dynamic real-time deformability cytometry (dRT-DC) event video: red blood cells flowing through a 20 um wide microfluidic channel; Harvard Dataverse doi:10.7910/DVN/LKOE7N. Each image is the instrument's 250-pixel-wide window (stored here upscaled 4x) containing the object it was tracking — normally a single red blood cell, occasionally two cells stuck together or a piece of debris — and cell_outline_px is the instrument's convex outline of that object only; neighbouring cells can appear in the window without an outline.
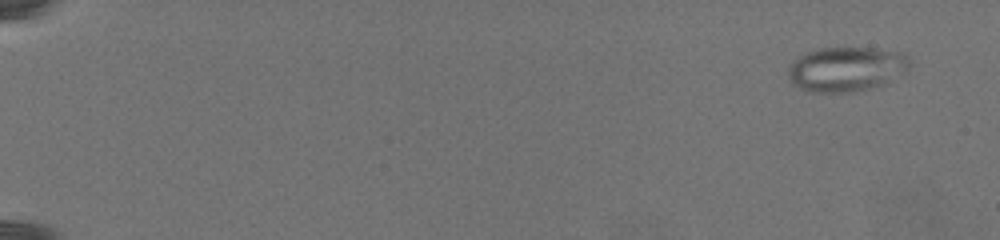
{"species": "common noctule bat (a hibernating species)", "species_latin": "Nyctalus noctula", "temperature_condition": "warm", "stored_images_in_passage": 67, "camera_frame_rate_fps": 3000, "um_per_image_px": 0.085, "animal": {"sex": "female", "body_mass_g": 19.5, "forearm_length_mm": 54.1}, "frame": {"image": 1, "passage_image": 6, "time_ms": 1.667, "image_size_px": [1000, 240], "cell_outline_px": [[908, 68], [880, 84], [856, 92], [808, 92], [792, 84], [788, 80], [788, 64], [800, 56], [808, 52], [820, 48], [872, 48], [900, 52], [908, 60]], "centroid_in_image_um": [71.81, 5.88], "position_along_channel_um": 13.2, "area_um2": 31.04}}
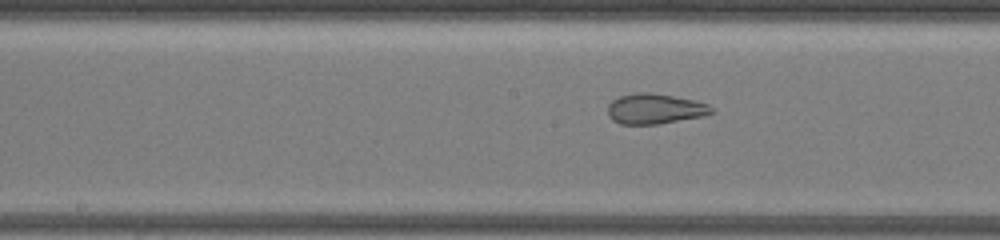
{"frame": {"image": 2, "passage_image": 44, "time_ms": 15.0, "image_size_px": [1000, 240], "cell_outline_px": [[716, 112], [700, 116], [656, 124], [620, 124], [612, 120], [608, 116], [608, 104], [612, 100], [620, 96], [636, 92], [648, 92], [696, 100], [708, 104], [716, 108]], "centroid_in_image_um": [55.67, 9.24], "position_along_channel_um": 192.5, "area_um2": 18.32}}
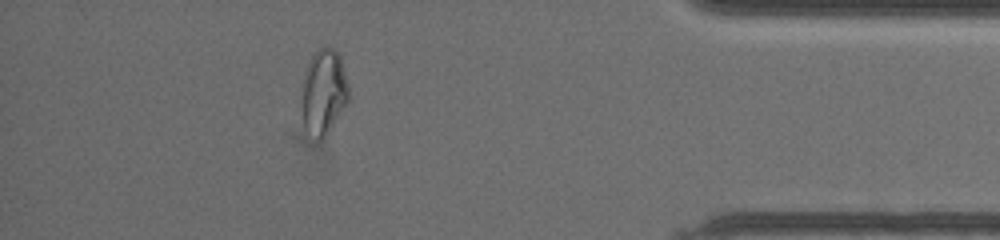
{"frame": {"image": 3, "passage_image": 62, "time_ms": 24.0, "image_size_px": [1000, 240], "cell_outline_px": [[348, 100], [324, 140], [316, 140], [304, 128], [300, 108], [300, 100], [304, 72], [316, 48], [332, 48], [340, 56], [348, 84]], "centroid_in_image_um": [27.46, 7.86], "position_along_channel_um": 407.7, "area_um2": 23.64}}